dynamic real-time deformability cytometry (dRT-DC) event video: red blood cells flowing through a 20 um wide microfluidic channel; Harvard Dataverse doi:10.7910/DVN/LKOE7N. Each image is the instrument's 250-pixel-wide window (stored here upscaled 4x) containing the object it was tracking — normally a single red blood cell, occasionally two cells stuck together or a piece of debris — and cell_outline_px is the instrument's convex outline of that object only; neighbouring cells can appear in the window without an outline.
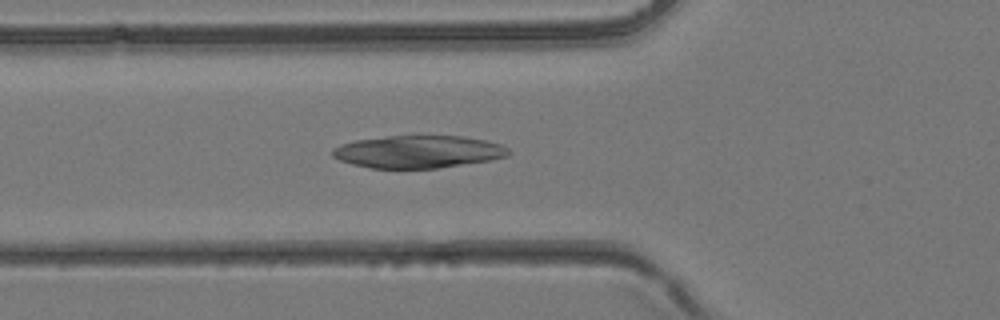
{"species": "common noctule bat (a hibernating species)", "species_latin": "Nyctalus noctula", "temperature_condition": "room temperature", "stored_images_in_passage": 36, "camera_frame_rate_fps": 3000, "um_per_image_px": 0.085, "animal": {"sex": "female", "body_mass_g": 24.6, "forearm_length_mm": 56.2}, "frame": {"image": 1, "passage_image": 12, "time_ms": 3.667, "image_size_px": [1000, 320], "cell_outline_px": [[512, 152], [508, 156], [492, 160], [440, 168], [368, 168], [352, 164], [340, 160], [332, 156], [332, 148], [340, 144], [356, 140], [420, 132], [464, 136], [484, 140], [500, 144], [508, 148]], "centroid_in_image_um": [35.58, 12.85], "position_along_channel_um": 90.2, "area_um2": 34.62}}
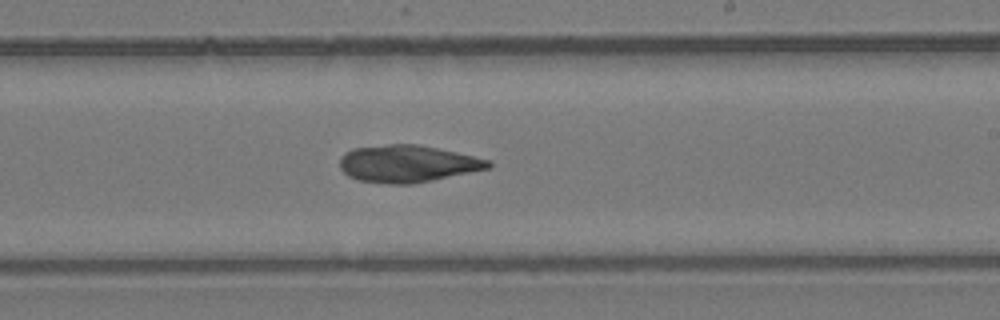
{"frame": {"image": 2, "passage_image": 22, "time_ms": 7.0, "image_size_px": [1000, 320], "cell_outline_px": [[492, 168], [412, 184], [388, 184], [360, 180], [348, 176], [340, 168], [340, 156], [344, 152], [352, 148], [388, 144], [420, 144], [492, 160]], "centroid_in_image_um": [34.65, 13.91], "position_along_channel_um": 254.4, "area_um2": 32.37}}
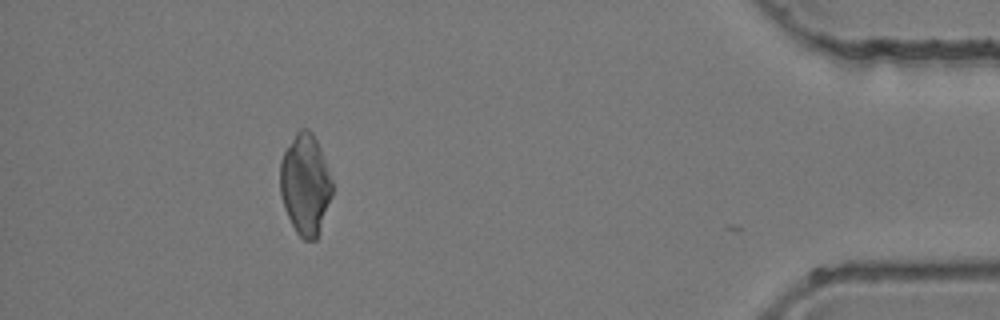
{"frame": {"image": 3, "passage_image": 35, "time_ms": 11.333, "image_size_px": [1000, 320], "cell_outline_px": [[332, 196], [316, 240], [304, 240], [296, 232], [284, 208], [280, 196], [280, 160], [284, 152], [296, 132], [300, 128], [308, 128], [312, 132], [320, 148], [332, 180]], "centroid_in_image_um": [25.94, 15.67], "position_along_channel_um": 409.3, "area_um2": 30.52}}